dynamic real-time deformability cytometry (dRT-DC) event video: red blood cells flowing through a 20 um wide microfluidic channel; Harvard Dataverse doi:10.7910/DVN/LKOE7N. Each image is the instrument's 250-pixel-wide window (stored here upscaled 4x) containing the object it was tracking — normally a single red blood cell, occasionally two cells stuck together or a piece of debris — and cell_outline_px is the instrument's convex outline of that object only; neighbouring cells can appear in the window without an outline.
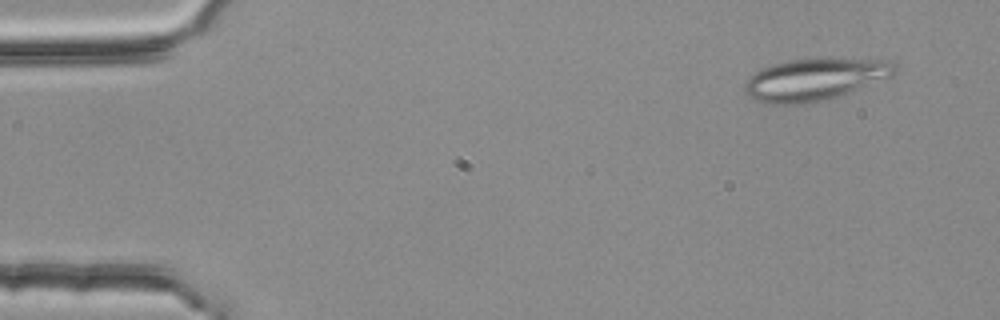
{"species": "common noctule bat (a hibernating species)", "species_latin": "Nyctalus noctula", "temperature_condition": "room temperature", "stored_images_in_passage": 4, "camera_frame_rate_fps": 3000, "um_per_image_px": 0.085, "animal": {"sex": "female", "body_mass_g": 25.1}, "frame": {"image": 1, "passage_image": 1, "time_ms": 0.0, "image_size_px": [1000, 320], "cell_outline_px": [[896, 72], [892, 76], [828, 100], [804, 104], [768, 104], [756, 100], [744, 92], [744, 80], [748, 76], [764, 68], [776, 64], [792, 60], [896, 60]], "centroid_in_image_um": [69.24, 6.79], "position_along_channel_um": 15.8, "area_um2": 36.18}}